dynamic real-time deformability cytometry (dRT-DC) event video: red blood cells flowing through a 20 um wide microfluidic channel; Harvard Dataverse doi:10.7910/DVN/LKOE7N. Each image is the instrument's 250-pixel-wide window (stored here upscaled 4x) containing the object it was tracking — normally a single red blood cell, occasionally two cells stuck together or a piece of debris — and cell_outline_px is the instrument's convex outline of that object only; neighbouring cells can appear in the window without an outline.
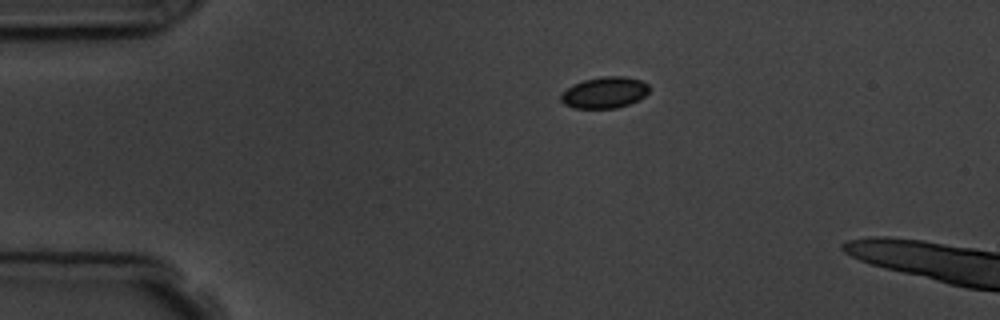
{"species": "common noctule bat (a hibernating species)", "species_latin": "Nyctalus noctula", "temperature_condition": "room temperature", "stored_images_in_passage": 3, "camera_frame_rate_fps": 3000, "um_per_image_px": 0.085, "animal": {"sex": "male", "body_mass_g": 19.5, "forearm_length_mm": 54.6}, "frame": {"image": 1, "passage_image": 1, "time_ms": 0.0, "image_size_px": [1000, 320], "cell_outline_px": [[648, 92], [644, 96], [628, 104], [616, 108], [576, 108], [564, 104], [560, 100], [560, 96], [572, 84], [584, 80], [604, 76], [624, 76], [640, 80], [648, 84]], "centroid_in_image_um": [51.37, 7.86], "position_along_channel_um": 33.6, "area_um2": 15.9}}